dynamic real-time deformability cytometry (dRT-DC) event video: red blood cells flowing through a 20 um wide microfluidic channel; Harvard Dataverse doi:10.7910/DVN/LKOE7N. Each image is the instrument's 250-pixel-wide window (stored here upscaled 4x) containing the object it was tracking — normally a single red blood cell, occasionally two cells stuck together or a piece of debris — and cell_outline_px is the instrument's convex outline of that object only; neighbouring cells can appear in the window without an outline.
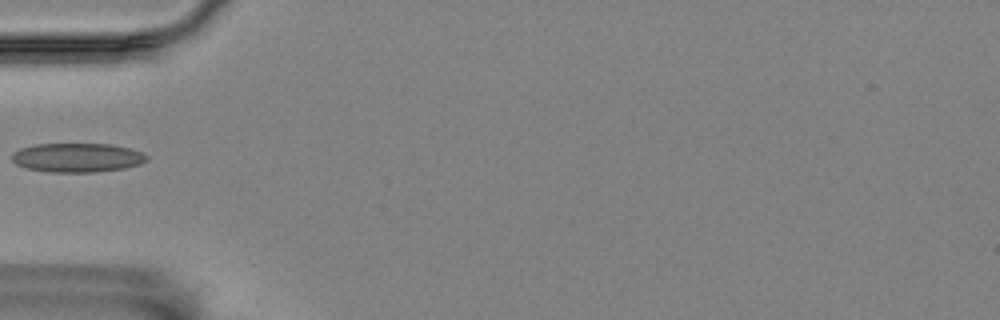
{"species": "Egyptian fruit bat (a non-hibernating species)", "species_latin": "Rousettus aegyptiacus", "temperature_condition": "room temperature", "stored_images_in_passage": 18, "camera_frame_rate_fps": 3000, "um_per_image_px": 0.085, "animal": {"sex": "female"}, "frame": {"image": 1, "passage_image": 1, "time_ms": 0.0, "image_size_px": [1000, 320], "cell_outline_px": [[148, 160], [140, 164], [124, 168], [96, 172], [48, 172], [24, 168], [16, 164], [12, 160], [12, 152], [20, 148], [36, 144], [112, 144], [144, 152], [148, 156]], "centroid_in_image_um": [6.56, 13.4], "position_along_channel_um": 78.4, "area_um2": 23.06}}
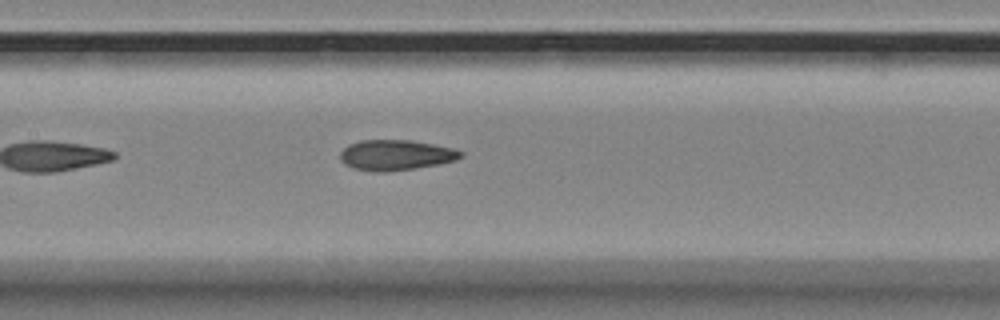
{"frame": {"image": 2, "passage_image": 9, "time_ms": 2.667, "image_size_px": [1000, 320], "cell_outline_px": [[464, 156], [456, 160], [436, 164], [412, 168], [384, 172], [380, 172], [352, 168], [344, 164], [340, 160], [340, 152], [348, 144], [360, 140], [412, 140], [452, 148], [464, 152]], "centroid_in_image_um": [33.61, 13.17], "position_along_channel_um": 173.8, "area_um2": 21.27}}
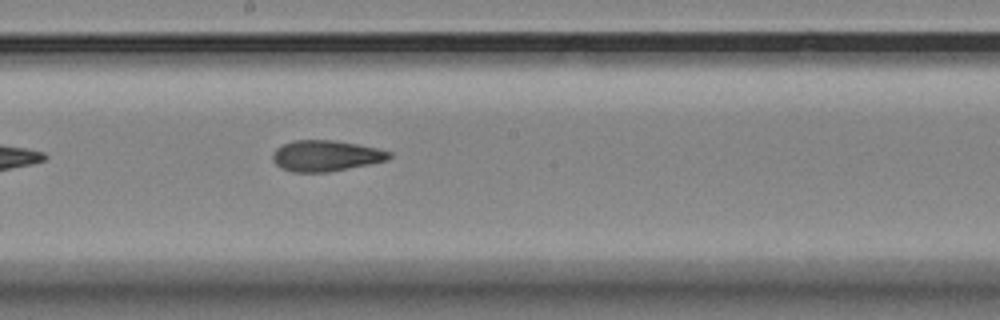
{"frame": {"image": 3, "passage_image": 13, "time_ms": 4.0, "image_size_px": [1000, 320], "cell_outline_px": [[392, 156], [388, 160], [328, 172], [292, 172], [276, 164], [272, 160], [272, 156], [276, 148], [292, 140], [332, 140], [356, 144], [376, 148], [392, 152]], "centroid_in_image_um": [27.69, 13.24], "position_along_channel_um": 220.5, "area_um2": 20.81}}